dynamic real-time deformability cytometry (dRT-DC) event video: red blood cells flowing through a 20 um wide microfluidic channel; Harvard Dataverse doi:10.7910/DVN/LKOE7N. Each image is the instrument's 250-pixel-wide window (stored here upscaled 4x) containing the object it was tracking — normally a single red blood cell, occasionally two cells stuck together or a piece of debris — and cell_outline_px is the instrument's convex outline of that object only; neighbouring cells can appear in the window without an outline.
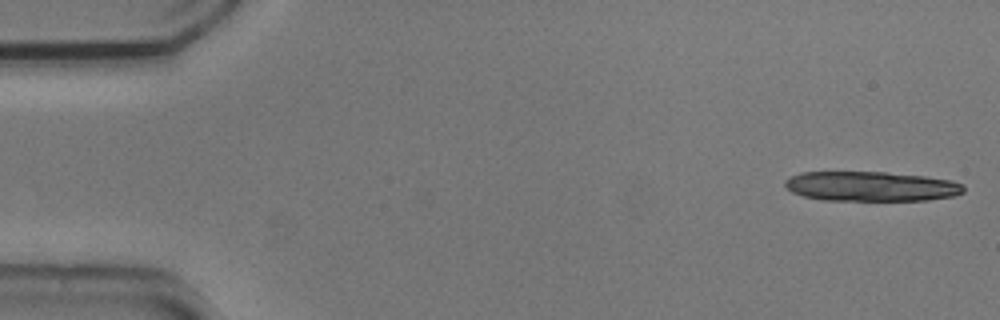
{"species": "common noctule bat (a hibernating species)", "species_latin": "Nyctalus noctula", "temperature_condition": "cold", "stored_images_in_passage": 6, "camera_frame_rate_fps": 3000, "um_per_image_px": 0.085, "animal": {"sex": "male", "body_mass_g": 20.5, "forearm_length_mm": 52.5}, "frame": {"image": 1, "passage_image": 1, "time_ms": 0.0, "image_size_px": [1000, 320], "cell_outline_px": [[964, 192], [952, 196], [928, 200], [824, 200], [804, 196], [792, 192], [784, 184], [784, 180], [800, 172], [888, 172], [924, 176], [952, 180], [964, 184]], "centroid_in_image_um": [74.06, 15.83], "position_along_channel_um": 10.9, "area_um2": 30.98}}